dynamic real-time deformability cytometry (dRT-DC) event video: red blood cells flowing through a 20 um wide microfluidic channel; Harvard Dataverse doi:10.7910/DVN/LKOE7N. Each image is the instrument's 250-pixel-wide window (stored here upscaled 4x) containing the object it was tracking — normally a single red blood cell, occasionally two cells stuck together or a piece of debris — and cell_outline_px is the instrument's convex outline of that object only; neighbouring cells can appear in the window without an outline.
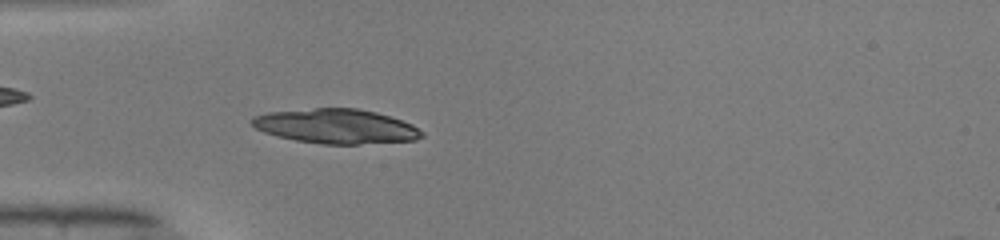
{"species": "common noctule bat (a hibernating species)", "species_latin": "Nyctalus noctula", "temperature_condition": "warm", "stored_images_in_passage": 39, "camera_frame_rate_fps": 3000, "um_per_image_px": 0.085, "animal": {"sex": "male", "body_mass_g": 19.0, "forearm_length_mm": 50.8}, "frame": {"image": 1, "passage_image": 5, "time_ms": 1.333, "image_size_px": [1000, 240], "cell_outline_px": [[424, 136], [416, 140], [360, 144], [324, 144], [296, 140], [276, 136], [264, 132], [256, 128], [252, 124], [252, 116], [268, 112], [316, 108], [356, 108], [376, 112], [412, 124], [424, 132]], "centroid_in_image_um": [28.57, 10.73], "position_along_channel_um": 56.4, "area_um2": 34.1}}
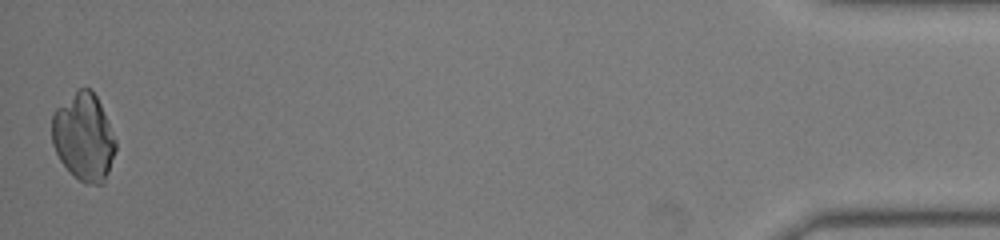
{"frame": {"image": 2, "passage_image": 39, "time_ms": 12.667, "image_size_px": [1000, 240], "cell_outline_px": [[116, 148], [104, 184], [84, 184], [60, 160], [52, 144], [52, 116], [56, 108], [80, 88], [92, 88], [100, 104], [116, 140]], "centroid_in_image_um": [7.12, 11.65], "position_along_channel_um": 428.1, "area_um2": 32.08}}